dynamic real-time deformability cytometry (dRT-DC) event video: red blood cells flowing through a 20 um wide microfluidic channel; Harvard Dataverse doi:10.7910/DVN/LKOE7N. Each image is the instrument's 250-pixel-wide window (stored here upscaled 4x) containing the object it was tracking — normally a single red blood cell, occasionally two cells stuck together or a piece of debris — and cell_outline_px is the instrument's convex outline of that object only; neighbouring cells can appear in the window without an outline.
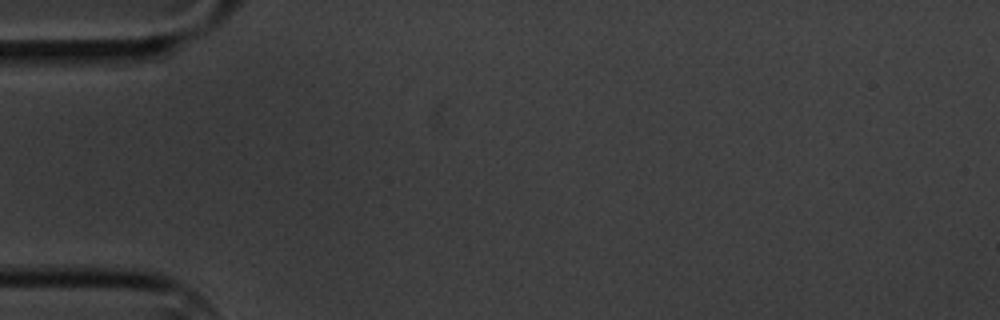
{"species": "common noctule bat (a hibernating species)", "species_latin": "Nyctalus noctula", "temperature_condition": "cold", "stored_images_in_passage": 1, "camera_frame_rate_fps": 3000, "um_per_image_px": 0.085, "animal": {"sex": "male", "body_mass_g": 20.1, "forearm_length_mm": 53.5}, "frame": {"image": 1, "passage_image": 1, "time_ms": 0.0, "image_size_px": [1000, 320], "cell_outline_px": [[128, 52], [100, 68], [76, 72], [44, 72], [36, 68], [28, 52]], "centroid_in_image_um": [6.14, 5.16], "position_along_channel_um": 78.9, "area_um2": 10.87}}